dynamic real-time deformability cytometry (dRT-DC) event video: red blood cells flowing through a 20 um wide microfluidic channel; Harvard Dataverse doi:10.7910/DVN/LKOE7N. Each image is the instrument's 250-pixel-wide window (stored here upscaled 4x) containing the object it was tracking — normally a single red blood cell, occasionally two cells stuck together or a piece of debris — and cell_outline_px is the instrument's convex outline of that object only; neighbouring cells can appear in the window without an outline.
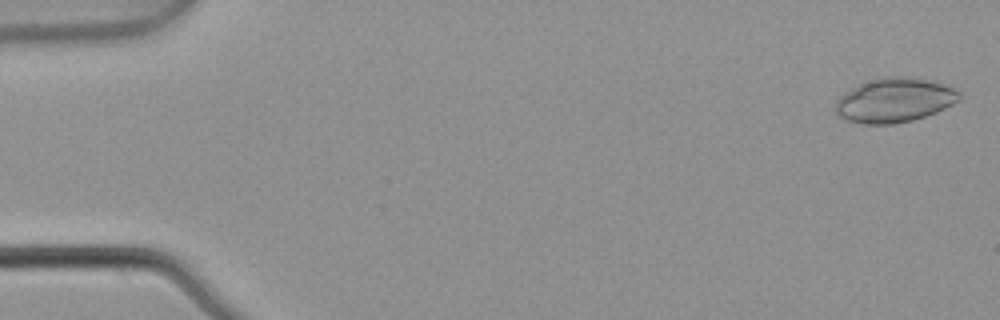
{"species": "common noctule bat (a hibernating species)", "species_latin": "Nyctalus noctula", "temperature_condition": "warm", "stored_images_in_passage": 4, "camera_frame_rate_fps": 3000, "um_per_image_px": 0.085, "animal": {"sex": "male", "body_mass_g": 21.5, "forearm_length_mm": 52.0}, "frame": {"image": 1, "passage_image": 1, "time_ms": 0.0, "image_size_px": [1000, 320], "cell_outline_px": [[960, 100], [936, 112], [912, 120], [892, 124], [864, 124], [844, 120], [836, 116], [836, 100], [844, 92], [860, 84], [872, 80], [888, 76], [912, 76], [936, 80], [948, 84], [956, 88], [960, 92]], "centroid_in_image_um": [76.06, 8.5], "position_along_channel_um": 8.9, "area_um2": 32.43}}
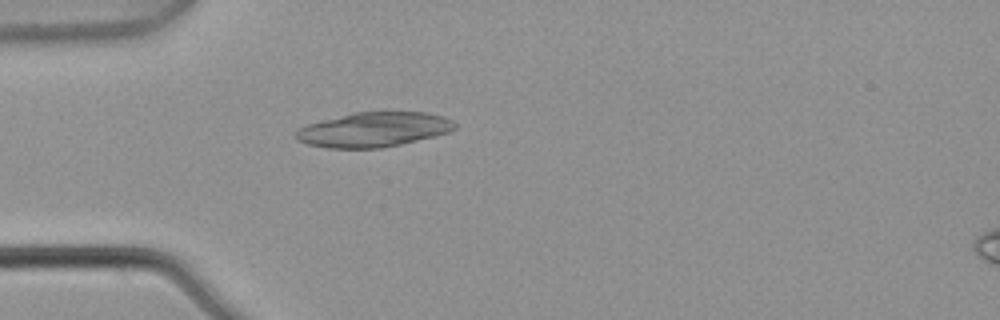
{"frame": {"image": 2, "passage_image": 4, "time_ms": 1.0, "image_size_px": [1000, 320], "cell_outline_px": [[456, 128], [448, 132], [436, 136], [400, 144], [380, 148], [328, 148], [308, 144], [296, 140], [296, 132], [300, 128], [308, 124], [352, 112], [428, 112], [444, 116], [452, 120], [456, 124]], "centroid_in_image_um": [31.79, 11.01], "position_along_channel_um": 53.2, "area_um2": 32.08}}